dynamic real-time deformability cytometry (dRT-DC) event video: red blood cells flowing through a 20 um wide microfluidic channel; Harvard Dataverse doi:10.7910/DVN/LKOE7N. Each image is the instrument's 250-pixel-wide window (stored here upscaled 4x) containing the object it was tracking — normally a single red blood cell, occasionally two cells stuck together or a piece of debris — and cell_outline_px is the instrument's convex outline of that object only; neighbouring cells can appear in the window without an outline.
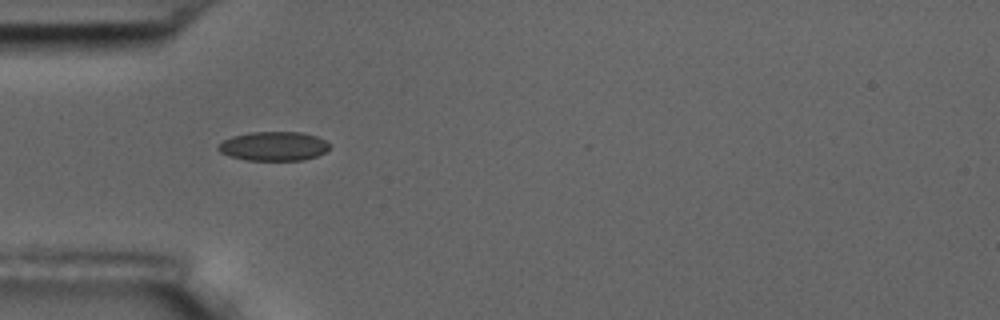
{"species": "common noctule bat (a hibernating species)", "species_latin": "Nyctalus noctula", "temperature_condition": "room temperature", "stored_images_in_passage": 6, "camera_frame_rate_fps": 3000, "um_per_image_px": 0.085, "animal": {"sex": "male", "body_mass_g": 17.5, "forearm_length_mm": 52.3}, "frame": {"image": 1, "passage_image": 5, "time_ms": 5.333, "image_size_px": [1000, 320], "cell_outline_px": [[332, 144], [324, 152], [316, 156], [304, 160], [244, 160], [220, 152], [216, 148], [224, 140], [232, 136], [248, 132], [300, 132], [316, 136]], "centroid_in_image_um": [23.26, 12.42], "position_along_channel_um": 61.7, "area_um2": 18.84}}